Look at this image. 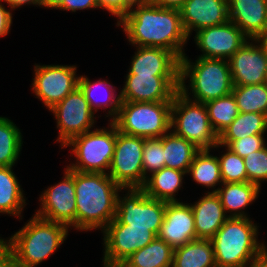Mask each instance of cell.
I'll use <instances>...</instances> for the list:
<instances>
[{
    "mask_svg": "<svg viewBox=\"0 0 267 267\" xmlns=\"http://www.w3.org/2000/svg\"><path fill=\"white\" fill-rule=\"evenodd\" d=\"M76 230L103 231L115 218L118 193L123 189L108 174L74 170Z\"/></svg>",
    "mask_w": 267,
    "mask_h": 267,
    "instance_id": "7a4b0ae2",
    "label": "cell"
},
{
    "mask_svg": "<svg viewBox=\"0 0 267 267\" xmlns=\"http://www.w3.org/2000/svg\"><path fill=\"white\" fill-rule=\"evenodd\" d=\"M69 230L64 224L33 215L11 236L12 267H37L60 248Z\"/></svg>",
    "mask_w": 267,
    "mask_h": 267,
    "instance_id": "277c9868",
    "label": "cell"
},
{
    "mask_svg": "<svg viewBox=\"0 0 267 267\" xmlns=\"http://www.w3.org/2000/svg\"><path fill=\"white\" fill-rule=\"evenodd\" d=\"M158 238L173 249L196 239L194 215L190 203L181 200L166 203V211Z\"/></svg>",
    "mask_w": 267,
    "mask_h": 267,
    "instance_id": "ac0fdd59",
    "label": "cell"
},
{
    "mask_svg": "<svg viewBox=\"0 0 267 267\" xmlns=\"http://www.w3.org/2000/svg\"><path fill=\"white\" fill-rule=\"evenodd\" d=\"M75 65H34L32 93L50 110L78 87Z\"/></svg>",
    "mask_w": 267,
    "mask_h": 267,
    "instance_id": "4fadbf2b",
    "label": "cell"
},
{
    "mask_svg": "<svg viewBox=\"0 0 267 267\" xmlns=\"http://www.w3.org/2000/svg\"><path fill=\"white\" fill-rule=\"evenodd\" d=\"M190 205L194 215L196 239L211 240L229 218L216 193L205 192L203 197Z\"/></svg>",
    "mask_w": 267,
    "mask_h": 267,
    "instance_id": "7402d4cb",
    "label": "cell"
},
{
    "mask_svg": "<svg viewBox=\"0 0 267 267\" xmlns=\"http://www.w3.org/2000/svg\"><path fill=\"white\" fill-rule=\"evenodd\" d=\"M260 190L258 185L250 182L222 183L216 188V194L229 217L245 218L249 216L245 213L246 208L258 199Z\"/></svg>",
    "mask_w": 267,
    "mask_h": 267,
    "instance_id": "603a6c76",
    "label": "cell"
},
{
    "mask_svg": "<svg viewBox=\"0 0 267 267\" xmlns=\"http://www.w3.org/2000/svg\"><path fill=\"white\" fill-rule=\"evenodd\" d=\"M250 217H229L211 239L217 267H250L267 257L258 241L259 226Z\"/></svg>",
    "mask_w": 267,
    "mask_h": 267,
    "instance_id": "3957f363",
    "label": "cell"
},
{
    "mask_svg": "<svg viewBox=\"0 0 267 267\" xmlns=\"http://www.w3.org/2000/svg\"><path fill=\"white\" fill-rule=\"evenodd\" d=\"M266 132V115L254 112H240L232 123L218 136V142H233L251 135H264Z\"/></svg>",
    "mask_w": 267,
    "mask_h": 267,
    "instance_id": "4dcf8cb0",
    "label": "cell"
},
{
    "mask_svg": "<svg viewBox=\"0 0 267 267\" xmlns=\"http://www.w3.org/2000/svg\"><path fill=\"white\" fill-rule=\"evenodd\" d=\"M50 9L76 12L85 9H98L96 0H49Z\"/></svg>",
    "mask_w": 267,
    "mask_h": 267,
    "instance_id": "ab89813d",
    "label": "cell"
},
{
    "mask_svg": "<svg viewBox=\"0 0 267 267\" xmlns=\"http://www.w3.org/2000/svg\"><path fill=\"white\" fill-rule=\"evenodd\" d=\"M211 149L199 150L193 158L187 174L193 181L201 186L212 189L211 193H216L218 184H222L221 169L218 157L210 154Z\"/></svg>",
    "mask_w": 267,
    "mask_h": 267,
    "instance_id": "f1b7e54d",
    "label": "cell"
},
{
    "mask_svg": "<svg viewBox=\"0 0 267 267\" xmlns=\"http://www.w3.org/2000/svg\"><path fill=\"white\" fill-rule=\"evenodd\" d=\"M78 86L94 112H97L100 108L105 109V111L108 109L105 116L109 117V122L118 115L121 104L120 93L116 95V88L107 79L102 80L100 78L91 82L87 76L81 75L79 76Z\"/></svg>",
    "mask_w": 267,
    "mask_h": 267,
    "instance_id": "cb8c5ba5",
    "label": "cell"
},
{
    "mask_svg": "<svg viewBox=\"0 0 267 267\" xmlns=\"http://www.w3.org/2000/svg\"><path fill=\"white\" fill-rule=\"evenodd\" d=\"M164 167L162 137L145 139L143 146V185L146 178Z\"/></svg>",
    "mask_w": 267,
    "mask_h": 267,
    "instance_id": "d590c367",
    "label": "cell"
},
{
    "mask_svg": "<svg viewBox=\"0 0 267 267\" xmlns=\"http://www.w3.org/2000/svg\"><path fill=\"white\" fill-rule=\"evenodd\" d=\"M12 166L0 167V213L23 219L26 197Z\"/></svg>",
    "mask_w": 267,
    "mask_h": 267,
    "instance_id": "484cf974",
    "label": "cell"
},
{
    "mask_svg": "<svg viewBox=\"0 0 267 267\" xmlns=\"http://www.w3.org/2000/svg\"><path fill=\"white\" fill-rule=\"evenodd\" d=\"M232 94L239 112H254L267 116V83L247 86L234 85Z\"/></svg>",
    "mask_w": 267,
    "mask_h": 267,
    "instance_id": "d6a6232c",
    "label": "cell"
},
{
    "mask_svg": "<svg viewBox=\"0 0 267 267\" xmlns=\"http://www.w3.org/2000/svg\"><path fill=\"white\" fill-rule=\"evenodd\" d=\"M228 62L233 85L266 83L267 44L262 39H249L228 59Z\"/></svg>",
    "mask_w": 267,
    "mask_h": 267,
    "instance_id": "9a60e30c",
    "label": "cell"
},
{
    "mask_svg": "<svg viewBox=\"0 0 267 267\" xmlns=\"http://www.w3.org/2000/svg\"><path fill=\"white\" fill-rule=\"evenodd\" d=\"M12 10H7L0 1V38L7 36L11 30L12 18L14 14Z\"/></svg>",
    "mask_w": 267,
    "mask_h": 267,
    "instance_id": "b9f144b4",
    "label": "cell"
},
{
    "mask_svg": "<svg viewBox=\"0 0 267 267\" xmlns=\"http://www.w3.org/2000/svg\"><path fill=\"white\" fill-rule=\"evenodd\" d=\"M59 183L48 186L40 197V207L34 213L47 221L58 222L76 229V199L74 187V170L65 168ZM73 227V228H71Z\"/></svg>",
    "mask_w": 267,
    "mask_h": 267,
    "instance_id": "5bb4252c",
    "label": "cell"
},
{
    "mask_svg": "<svg viewBox=\"0 0 267 267\" xmlns=\"http://www.w3.org/2000/svg\"><path fill=\"white\" fill-rule=\"evenodd\" d=\"M205 106L211 127L218 136L240 113L232 92L221 98L206 102Z\"/></svg>",
    "mask_w": 267,
    "mask_h": 267,
    "instance_id": "836d02e7",
    "label": "cell"
},
{
    "mask_svg": "<svg viewBox=\"0 0 267 267\" xmlns=\"http://www.w3.org/2000/svg\"><path fill=\"white\" fill-rule=\"evenodd\" d=\"M104 267L124 262L137 250L151 243L157 235L148 228L130 227L114 218L102 231Z\"/></svg>",
    "mask_w": 267,
    "mask_h": 267,
    "instance_id": "7c38bea8",
    "label": "cell"
},
{
    "mask_svg": "<svg viewBox=\"0 0 267 267\" xmlns=\"http://www.w3.org/2000/svg\"><path fill=\"white\" fill-rule=\"evenodd\" d=\"M250 267H267V257L263 261H261L260 263L253 265V266H250Z\"/></svg>",
    "mask_w": 267,
    "mask_h": 267,
    "instance_id": "f6af8a7d",
    "label": "cell"
},
{
    "mask_svg": "<svg viewBox=\"0 0 267 267\" xmlns=\"http://www.w3.org/2000/svg\"><path fill=\"white\" fill-rule=\"evenodd\" d=\"M134 47H159L179 60L185 55L187 36L178 9L164 8L148 0H138L118 22Z\"/></svg>",
    "mask_w": 267,
    "mask_h": 267,
    "instance_id": "6da1fadb",
    "label": "cell"
},
{
    "mask_svg": "<svg viewBox=\"0 0 267 267\" xmlns=\"http://www.w3.org/2000/svg\"><path fill=\"white\" fill-rule=\"evenodd\" d=\"M172 102L121 101L118 115L111 121L119 132L160 138L170 130Z\"/></svg>",
    "mask_w": 267,
    "mask_h": 267,
    "instance_id": "52a82bcc",
    "label": "cell"
},
{
    "mask_svg": "<svg viewBox=\"0 0 267 267\" xmlns=\"http://www.w3.org/2000/svg\"><path fill=\"white\" fill-rule=\"evenodd\" d=\"M186 174L183 171L163 167L161 170L148 176L141 189L153 199L166 202L179 201L175 197L179 189L183 188V179Z\"/></svg>",
    "mask_w": 267,
    "mask_h": 267,
    "instance_id": "d4e9b609",
    "label": "cell"
},
{
    "mask_svg": "<svg viewBox=\"0 0 267 267\" xmlns=\"http://www.w3.org/2000/svg\"><path fill=\"white\" fill-rule=\"evenodd\" d=\"M262 40L267 44V35Z\"/></svg>",
    "mask_w": 267,
    "mask_h": 267,
    "instance_id": "7dc6e473",
    "label": "cell"
},
{
    "mask_svg": "<svg viewBox=\"0 0 267 267\" xmlns=\"http://www.w3.org/2000/svg\"><path fill=\"white\" fill-rule=\"evenodd\" d=\"M194 42L202 54L198 57L228 60L249 38L230 20L222 25L195 32Z\"/></svg>",
    "mask_w": 267,
    "mask_h": 267,
    "instance_id": "e0dca14e",
    "label": "cell"
},
{
    "mask_svg": "<svg viewBox=\"0 0 267 267\" xmlns=\"http://www.w3.org/2000/svg\"><path fill=\"white\" fill-rule=\"evenodd\" d=\"M1 2L7 3L8 7L11 10H15L16 8H20L23 5H35L39 7L49 8V0H0Z\"/></svg>",
    "mask_w": 267,
    "mask_h": 267,
    "instance_id": "7bdbcfd3",
    "label": "cell"
},
{
    "mask_svg": "<svg viewBox=\"0 0 267 267\" xmlns=\"http://www.w3.org/2000/svg\"><path fill=\"white\" fill-rule=\"evenodd\" d=\"M107 267H129L125 262H120Z\"/></svg>",
    "mask_w": 267,
    "mask_h": 267,
    "instance_id": "bcb514c9",
    "label": "cell"
},
{
    "mask_svg": "<svg viewBox=\"0 0 267 267\" xmlns=\"http://www.w3.org/2000/svg\"><path fill=\"white\" fill-rule=\"evenodd\" d=\"M170 124V130L200 150H212L218 143L205 104L187 98L179 90L172 100Z\"/></svg>",
    "mask_w": 267,
    "mask_h": 267,
    "instance_id": "ba28073f",
    "label": "cell"
},
{
    "mask_svg": "<svg viewBox=\"0 0 267 267\" xmlns=\"http://www.w3.org/2000/svg\"><path fill=\"white\" fill-rule=\"evenodd\" d=\"M124 191L125 196L118 193L115 218L122 224L148 228L158 235L167 202L149 197L141 188L123 189V193Z\"/></svg>",
    "mask_w": 267,
    "mask_h": 267,
    "instance_id": "9c48e42d",
    "label": "cell"
},
{
    "mask_svg": "<svg viewBox=\"0 0 267 267\" xmlns=\"http://www.w3.org/2000/svg\"><path fill=\"white\" fill-rule=\"evenodd\" d=\"M243 160L246 167L247 182L254 183L261 188V184L267 181V146L249 154Z\"/></svg>",
    "mask_w": 267,
    "mask_h": 267,
    "instance_id": "8d00e7d4",
    "label": "cell"
},
{
    "mask_svg": "<svg viewBox=\"0 0 267 267\" xmlns=\"http://www.w3.org/2000/svg\"><path fill=\"white\" fill-rule=\"evenodd\" d=\"M179 11L189 38L193 31L229 21L228 0H186Z\"/></svg>",
    "mask_w": 267,
    "mask_h": 267,
    "instance_id": "d6986e66",
    "label": "cell"
},
{
    "mask_svg": "<svg viewBox=\"0 0 267 267\" xmlns=\"http://www.w3.org/2000/svg\"><path fill=\"white\" fill-rule=\"evenodd\" d=\"M117 127L96 128L71 138L62 148L70 147L74 163L65 166L78 172L108 174L114 155ZM74 153V154H73Z\"/></svg>",
    "mask_w": 267,
    "mask_h": 267,
    "instance_id": "8992f818",
    "label": "cell"
},
{
    "mask_svg": "<svg viewBox=\"0 0 267 267\" xmlns=\"http://www.w3.org/2000/svg\"><path fill=\"white\" fill-rule=\"evenodd\" d=\"M0 237V267H12V243Z\"/></svg>",
    "mask_w": 267,
    "mask_h": 267,
    "instance_id": "60d3db41",
    "label": "cell"
},
{
    "mask_svg": "<svg viewBox=\"0 0 267 267\" xmlns=\"http://www.w3.org/2000/svg\"><path fill=\"white\" fill-rule=\"evenodd\" d=\"M128 73L135 75L179 76L180 60L169 50L159 47L135 48Z\"/></svg>",
    "mask_w": 267,
    "mask_h": 267,
    "instance_id": "44dd1931",
    "label": "cell"
},
{
    "mask_svg": "<svg viewBox=\"0 0 267 267\" xmlns=\"http://www.w3.org/2000/svg\"><path fill=\"white\" fill-rule=\"evenodd\" d=\"M228 13L250 40L267 35V0H228Z\"/></svg>",
    "mask_w": 267,
    "mask_h": 267,
    "instance_id": "ffe728a7",
    "label": "cell"
},
{
    "mask_svg": "<svg viewBox=\"0 0 267 267\" xmlns=\"http://www.w3.org/2000/svg\"><path fill=\"white\" fill-rule=\"evenodd\" d=\"M164 167L188 172L193 158L200 150L193 143L169 130L162 136Z\"/></svg>",
    "mask_w": 267,
    "mask_h": 267,
    "instance_id": "83f0119b",
    "label": "cell"
},
{
    "mask_svg": "<svg viewBox=\"0 0 267 267\" xmlns=\"http://www.w3.org/2000/svg\"><path fill=\"white\" fill-rule=\"evenodd\" d=\"M172 267H217L209 239H195L173 252Z\"/></svg>",
    "mask_w": 267,
    "mask_h": 267,
    "instance_id": "4316f807",
    "label": "cell"
},
{
    "mask_svg": "<svg viewBox=\"0 0 267 267\" xmlns=\"http://www.w3.org/2000/svg\"><path fill=\"white\" fill-rule=\"evenodd\" d=\"M125 84L119 91L121 101L172 102L179 90V76L126 74Z\"/></svg>",
    "mask_w": 267,
    "mask_h": 267,
    "instance_id": "2e32d148",
    "label": "cell"
},
{
    "mask_svg": "<svg viewBox=\"0 0 267 267\" xmlns=\"http://www.w3.org/2000/svg\"><path fill=\"white\" fill-rule=\"evenodd\" d=\"M173 252L174 249L169 244L156 237L124 262L129 267H172Z\"/></svg>",
    "mask_w": 267,
    "mask_h": 267,
    "instance_id": "f546056e",
    "label": "cell"
},
{
    "mask_svg": "<svg viewBox=\"0 0 267 267\" xmlns=\"http://www.w3.org/2000/svg\"><path fill=\"white\" fill-rule=\"evenodd\" d=\"M179 78V91L204 104L230 94L234 86L229 62L225 59L197 57L193 62L185 54L180 59ZM188 78L189 84L186 85Z\"/></svg>",
    "mask_w": 267,
    "mask_h": 267,
    "instance_id": "5b68a950",
    "label": "cell"
},
{
    "mask_svg": "<svg viewBox=\"0 0 267 267\" xmlns=\"http://www.w3.org/2000/svg\"><path fill=\"white\" fill-rule=\"evenodd\" d=\"M146 138L119 132L109 177L122 189L143 187V146Z\"/></svg>",
    "mask_w": 267,
    "mask_h": 267,
    "instance_id": "30bf717a",
    "label": "cell"
},
{
    "mask_svg": "<svg viewBox=\"0 0 267 267\" xmlns=\"http://www.w3.org/2000/svg\"><path fill=\"white\" fill-rule=\"evenodd\" d=\"M221 147H225L226 151L218 157L222 183L247 182V173L243 158L219 143L212 149L215 151V148L217 150Z\"/></svg>",
    "mask_w": 267,
    "mask_h": 267,
    "instance_id": "e575fe53",
    "label": "cell"
},
{
    "mask_svg": "<svg viewBox=\"0 0 267 267\" xmlns=\"http://www.w3.org/2000/svg\"><path fill=\"white\" fill-rule=\"evenodd\" d=\"M148 1L164 8H172L179 10L186 0H148Z\"/></svg>",
    "mask_w": 267,
    "mask_h": 267,
    "instance_id": "ee69618b",
    "label": "cell"
},
{
    "mask_svg": "<svg viewBox=\"0 0 267 267\" xmlns=\"http://www.w3.org/2000/svg\"><path fill=\"white\" fill-rule=\"evenodd\" d=\"M58 129L57 142L61 149L71 138L91 131L95 127L96 114L78 86L50 110Z\"/></svg>",
    "mask_w": 267,
    "mask_h": 267,
    "instance_id": "8fae6325",
    "label": "cell"
},
{
    "mask_svg": "<svg viewBox=\"0 0 267 267\" xmlns=\"http://www.w3.org/2000/svg\"><path fill=\"white\" fill-rule=\"evenodd\" d=\"M265 135H251L233 142H218L222 146H226L232 152L241 158L247 157L249 154L256 152L267 145Z\"/></svg>",
    "mask_w": 267,
    "mask_h": 267,
    "instance_id": "74e56055",
    "label": "cell"
},
{
    "mask_svg": "<svg viewBox=\"0 0 267 267\" xmlns=\"http://www.w3.org/2000/svg\"><path fill=\"white\" fill-rule=\"evenodd\" d=\"M20 128L7 117L0 116V167H14L22 151Z\"/></svg>",
    "mask_w": 267,
    "mask_h": 267,
    "instance_id": "1f68e13d",
    "label": "cell"
},
{
    "mask_svg": "<svg viewBox=\"0 0 267 267\" xmlns=\"http://www.w3.org/2000/svg\"><path fill=\"white\" fill-rule=\"evenodd\" d=\"M102 8L117 18V23L130 11L138 0H96Z\"/></svg>",
    "mask_w": 267,
    "mask_h": 267,
    "instance_id": "f35d334b",
    "label": "cell"
}]
</instances>
